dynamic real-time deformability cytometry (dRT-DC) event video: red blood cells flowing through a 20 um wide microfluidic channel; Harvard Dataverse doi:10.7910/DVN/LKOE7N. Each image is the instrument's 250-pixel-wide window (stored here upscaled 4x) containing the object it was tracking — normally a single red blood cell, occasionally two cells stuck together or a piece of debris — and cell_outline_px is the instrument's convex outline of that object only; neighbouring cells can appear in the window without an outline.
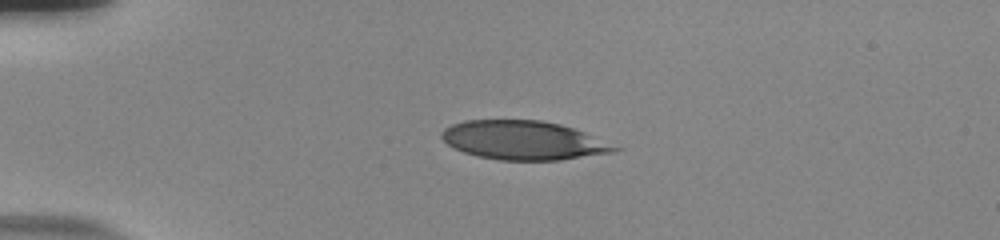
{"species": "human", "species_latin": "Homo sapiens", "temperature_condition": "room temperature", "stored_images_in_passage": 43, "camera_frame_rate_fps": 3000, "um_per_image_px": 0.085, "donor": {"sex": "male"}, "frame": {"image": 1, "passage_image": 1, "time_ms": 0.0, "image_size_px": [1000, 240], "cell_outline_px": [[624, 148], [612, 152], [560, 160], [500, 160], [476, 156], [464, 152], [448, 144], [440, 136], [440, 132], [444, 128], [452, 124], [464, 120], [540, 120], [560, 124], [584, 132]], "centroid_in_image_um": [44.48, 11.92], "position_along_channel_um": 40.5, "area_um2": 39.13}}
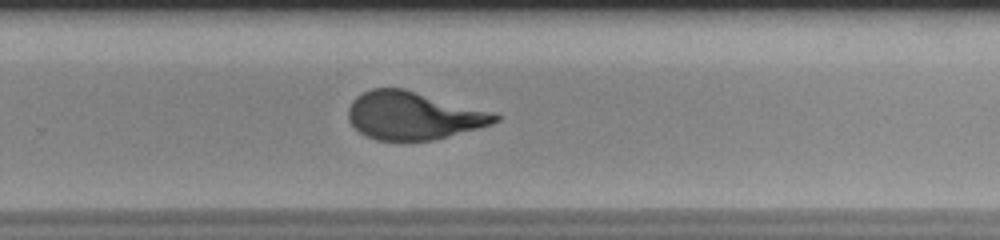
{"frame": {"image": 2, "passage_image": 25, "time_ms": 8.0, "image_size_px": [1000, 240], "cell_outline_px": [[500, 120], [492, 124], [448, 136], [432, 140], [376, 140], [360, 132], [348, 120], [348, 108], [352, 100], [356, 96], [372, 88], [404, 88], [500, 116]], "centroid_in_image_um": [35.04, 9.83], "position_along_channel_um": 294.8, "area_um2": 40.06}}
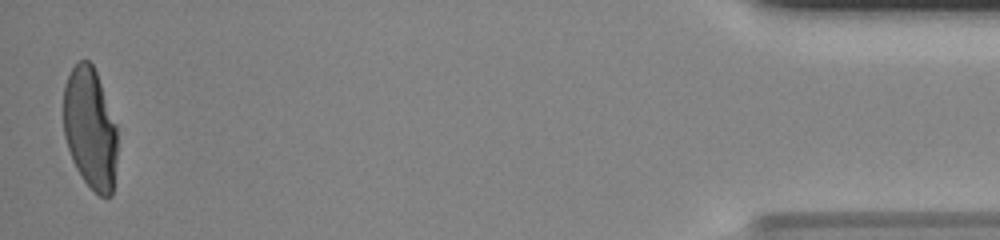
{"frame": {"image": 3, "passage_image": 42, "time_ms": 13.667, "image_size_px": [1000, 240], "cell_outline_px": [[116, 160], [112, 196], [100, 196], [84, 180], [76, 168], [72, 160], [64, 136], [64, 84], [72, 68], [80, 60], [88, 60], [92, 64], [96, 72], [116, 124]], "centroid_in_image_um": [7.65, 10.91], "position_along_channel_um": 427.5, "area_um2": 37.74}}